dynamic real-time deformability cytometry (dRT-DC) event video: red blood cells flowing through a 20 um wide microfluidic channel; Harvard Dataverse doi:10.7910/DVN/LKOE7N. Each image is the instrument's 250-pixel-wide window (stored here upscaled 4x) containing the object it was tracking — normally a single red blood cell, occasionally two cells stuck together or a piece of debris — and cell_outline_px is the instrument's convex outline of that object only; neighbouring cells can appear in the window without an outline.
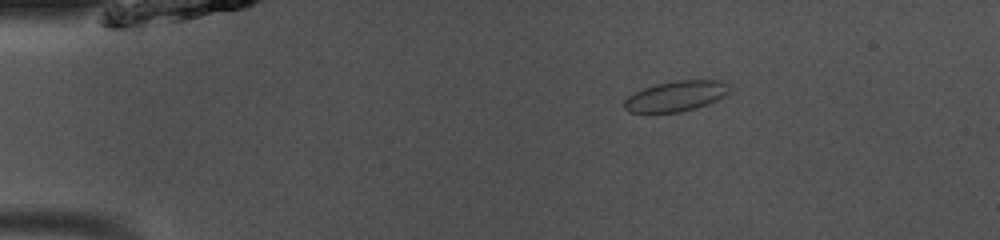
{"species": "common noctule bat (a hibernating species)", "species_latin": "Nyctalus noctula", "temperature_condition": "room temperature", "stored_images_in_passage": 41, "camera_frame_rate_fps": 3000, "um_per_image_px": 0.085, "animal": {"sex": "male", "body_mass_g": 13.0, "forearm_length_mm": 53.1}, "frame": {"image": 1, "passage_image": 1, "time_ms": 0.0, "image_size_px": [1000, 240], "cell_outline_px": [[732, 92], [708, 104], [696, 108], [680, 112], [628, 112], [624, 108], [624, 100], [628, 96], [644, 88], [656, 84], [676, 80], [728, 80], [732, 84]], "centroid_in_image_um": [57.56, 8.15], "position_along_channel_um": 27.4, "area_um2": 18.96}}
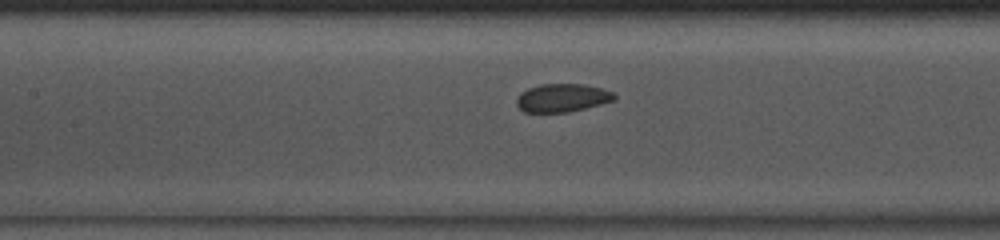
{"frame": {"image": 2, "passage_image": 15, "time_ms": 4.667, "image_size_px": [1000, 240], "cell_outline_px": [[616, 96], [612, 100], [600, 104], [568, 112], [524, 112], [516, 104], [516, 100], [520, 92], [528, 88], [540, 84], [584, 84], [616, 92]], "centroid_in_image_um": [47.77, 8.31], "position_along_channel_um": 159.6, "area_um2": 16.01}}
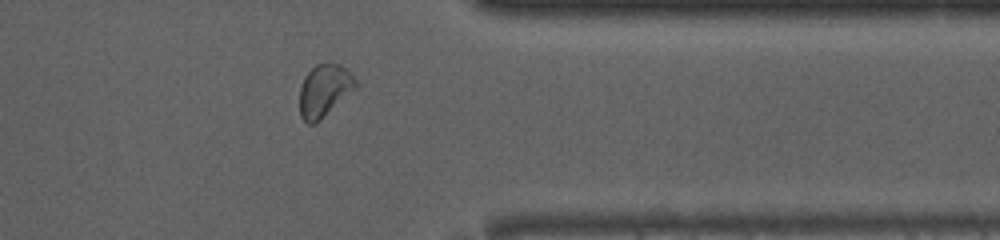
{"frame": {"image": 3, "passage_image": 32, "time_ms": 10.333, "image_size_px": [1000, 240], "cell_outline_px": [[360, 84], [356, 88], [320, 120], [312, 124], [308, 124], [300, 116], [300, 88], [304, 76], [316, 64], [340, 64]], "centroid_in_image_um": [27.56, 7.7], "position_along_channel_um": 383.8, "area_um2": 16.88}, "authors_computed_cell_mechanics": {"area_um2": 16.8776, "velocity_mm_per_s": 4.0765, "shape_relaxation_time_tau1_ms": 3.9067, "shape_relaxation_time_tau2_ms": null, "deformation_change_tau1": 0.0616, "deformation_change_tau2": null}}